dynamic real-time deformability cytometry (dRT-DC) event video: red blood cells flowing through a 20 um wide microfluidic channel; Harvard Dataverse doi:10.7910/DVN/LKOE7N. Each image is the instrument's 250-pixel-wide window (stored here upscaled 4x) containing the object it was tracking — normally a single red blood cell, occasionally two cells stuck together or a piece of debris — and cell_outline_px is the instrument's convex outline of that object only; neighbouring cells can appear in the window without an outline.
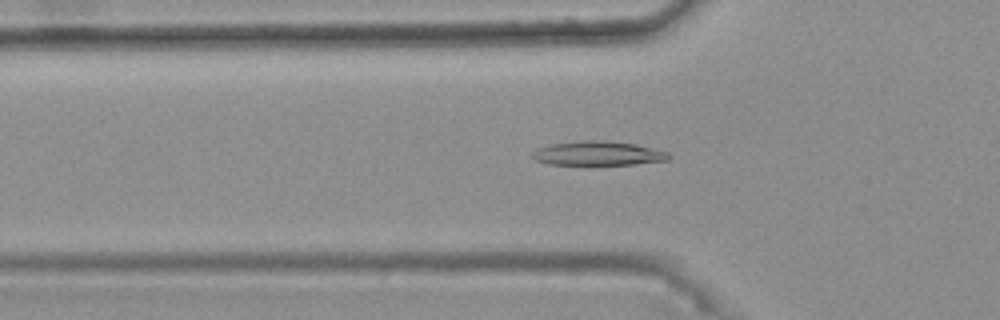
{"species": "common noctule bat (a hibernating species)", "species_latin": "Nyctalus noctula", "temperature_condition": "warm", "stored_images_in_passage": 34, "camera_frame_rate_fps": 3000, "um_per_image_px": 0.085, "animal": {"sex": "female", "body_mass_g": 25.1}, "frame": {"image": 1, "passage_image": 3, "time_ms": 0.667, "image_size_px": [1000, 320], "cell_outline_px": [[672, 156], [668, 160], [636, 164], [588, 168], [548, 164], [536, 160], [528, 156], [536, 148], [552, 144], [584, 140], [604, 140], [636, 144], [668, 152]], "centroid_in_image_um": [50.78, 13.09], "position_along_channel_um": 75.0, "area_um2": 20.52}}
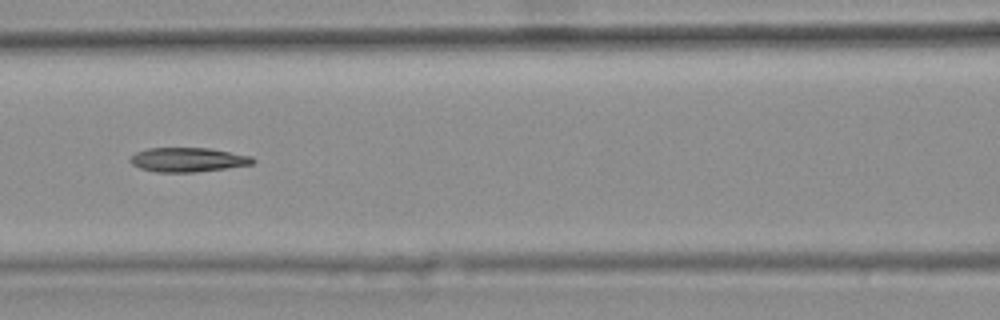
{"frame": {"image": 2, "passage_image": 9, "time_ms": 2.667, "image_size_px": [1000, 320], "cell_outline_px": [[256, 160], [252, 164], [196, 172], [156, 172], [140, 168], [132, 164], [128, 160], [136, 152], [148, 148], [208, 148], [252, 156]], "centroid_in_image_um": [15.95, 13.57], "position_along_channel_um": 150.7, "area_um2": 17.22}}
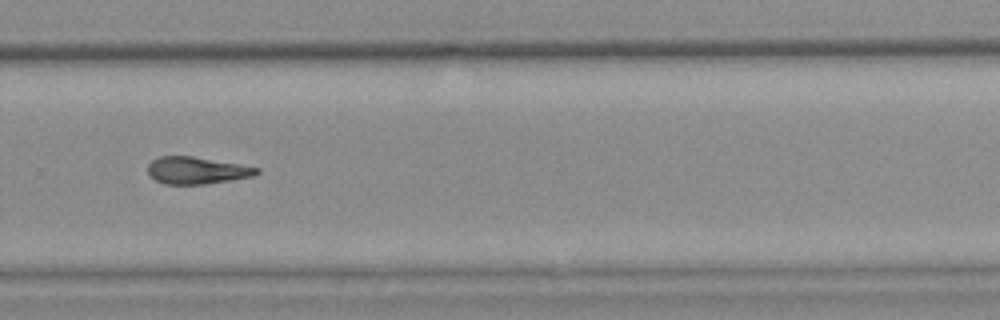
{"frame": {"image": 3, "passage_image": 22, "time_ms": 7.0, "image_size_px": [1000, 320], "cell_outline_px": [[260, 172], [252, 176], [232, 180], [204, 184], [164, 184], [148, 176], [148, 164], [152, 160], [160, 156], [192, 156], [260, 168]], "centroid_in_image_um": [16.69, 14.49], "position_along_channel_um": 313.1, "area_um2": 17.11}}